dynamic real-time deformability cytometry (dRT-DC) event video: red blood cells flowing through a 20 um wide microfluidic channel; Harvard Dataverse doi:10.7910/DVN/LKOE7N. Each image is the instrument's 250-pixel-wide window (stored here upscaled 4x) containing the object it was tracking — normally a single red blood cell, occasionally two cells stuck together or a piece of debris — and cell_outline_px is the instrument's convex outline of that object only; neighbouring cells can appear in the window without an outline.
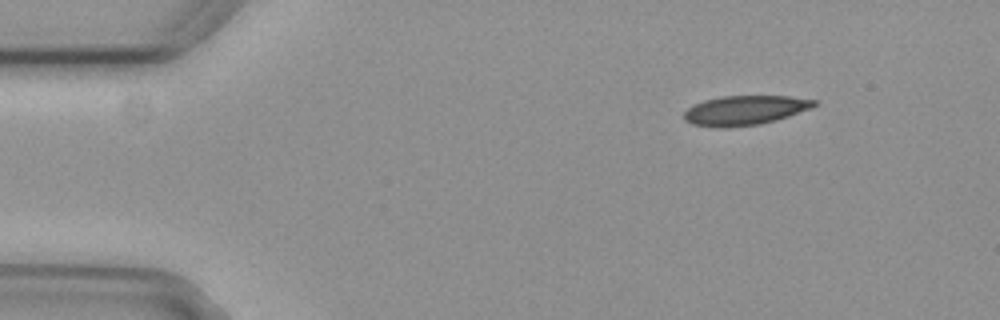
{"species": "common noctule bat (a hibernating species)", "species_latin": "Nyctalus noctula", "temperature_condition": "cold", "stored_images_in_passage": 5, "camera_frame_rate_fps": 3000, "um_per_image_px": 0.085, "animal": {"sex": "female", "body_mass_g": 29.2, "forearm_length_mm": 56.3}, "frame": {"image": 1, "passage_image": 2, "time_ms": 0.333, "image_size_px": [1000, 320], "cell_outline_px": [[820, 104], [788, 116], [776, 120], [760, 124], [728, 128], [716, 128], [692, 124], [684, 120], [684, 112], [688, 108], [704, 100], [724, 96], [792, 96], [820, 100]], "centroid_in_image_um": [63.35, 9.38], "position_along_channel_um": 21.7, "area_um2": 22.54}}
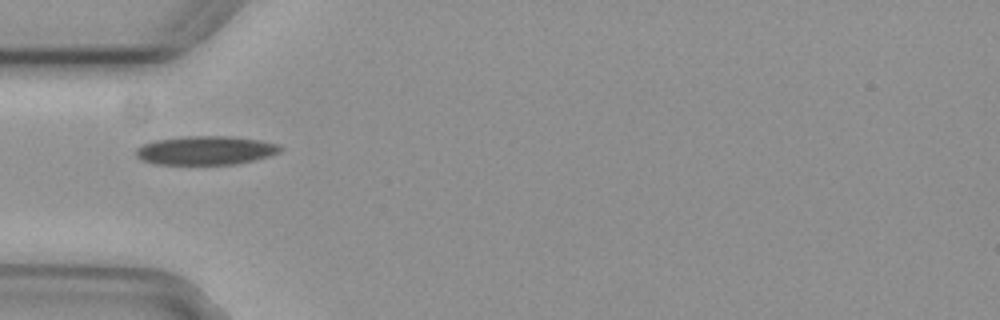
{"frame": {"image": 2, "passage_image": 4, "time_ms": 1.0, "image_size_px": [1000, 320], "cell_outline_px": [[284, 148], [280, 152], [268, 156], [236, 164], [156, 164], [140, 160], [136, 156], [136, 148], [144, 144], [156, 140], [188, 136], [232, 136], [260, 140], [280, 144]], "centroid_in_image_um": [17.5, 12.78], "position_along_channel_um": 67.5, "area_um2": 24.22}}
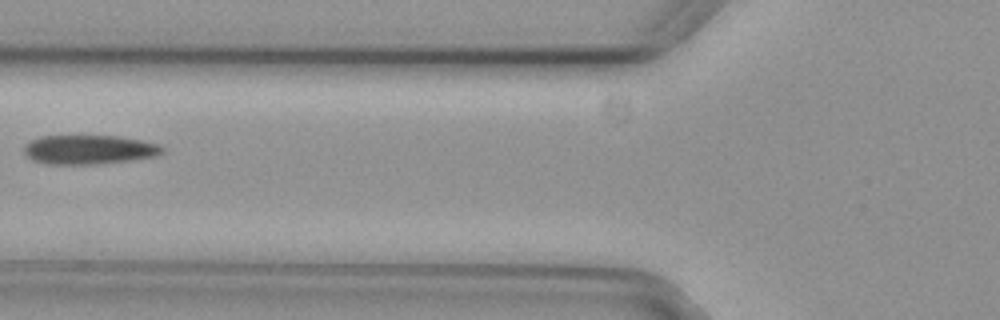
{"frame": {"image": 3, "passage_image": 5, "time_ms": 1.333, "image_size_px": [1000, 320], "cell_outline_px": [[164, 152], [156, 156], [128, 160], [92, 164], [48, 164], [32, 160], [24, 152], [24, 144], [40, 136], [116, 136], [140, 140], [160, 144], [164, 148]], "centroid_in_image_um": [7.56, 12.71], "position_along_channel_um": 118.2, "area_um2": 23.35}}